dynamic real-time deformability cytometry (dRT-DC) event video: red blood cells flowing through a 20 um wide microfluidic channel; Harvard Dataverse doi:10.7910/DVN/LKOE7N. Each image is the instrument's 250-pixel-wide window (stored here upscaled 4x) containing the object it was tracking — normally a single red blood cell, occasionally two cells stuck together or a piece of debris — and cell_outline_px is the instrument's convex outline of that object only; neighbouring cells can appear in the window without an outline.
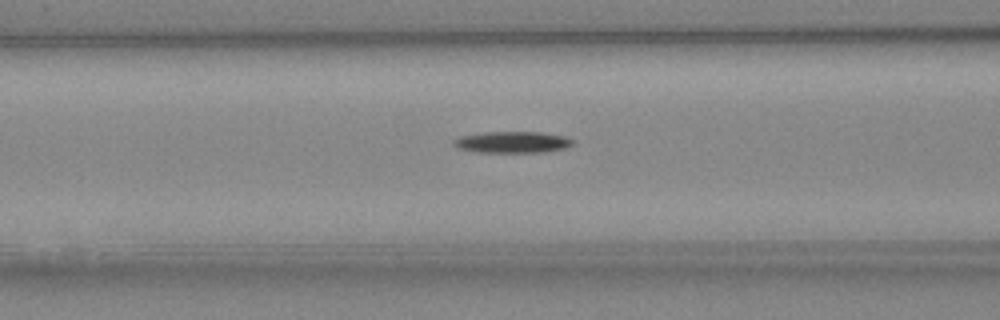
{"species": "Egyptian fruit bat (a non-hibernating species)", "species_latin": "Rousettus aegyptiacus", "temperature_condition": "cold", "stored_images_in_passage": 32, "camera_frame_rate_fps": 3000, "um_per_image_px": 0.085, "animal": {"sex": "female"}, "frame": {"image": 1, "passage_image": 8, "time_ms": 2.333, "image_size_px": [1000, 320], "cell_outline_px": [[572, 144], [564, 148], [544, 152], [480, 152], [456, 148], [452, 144], [452, 140], [460, 136], [484, 132], [540, 132], [564, 136], [572, 140]], "centroid_in_image_um": [43.49, 12.08], "position_along_channel_um": 123.1, "area_um2": 14.8}}
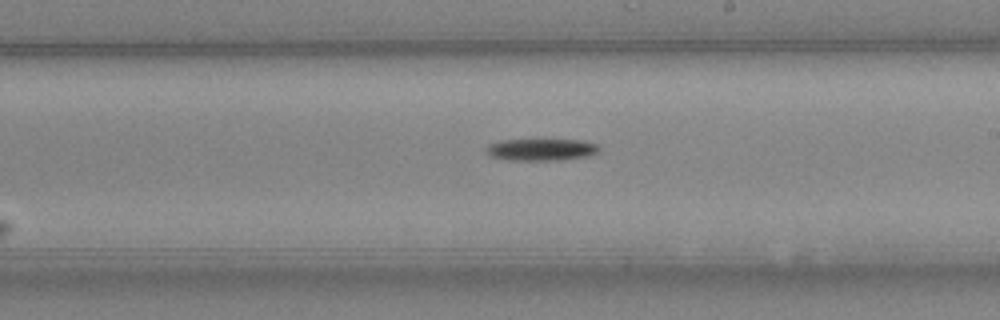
{"frame": {"image": 2, "passage_image": 17, "time_ms": 5.333, "image_size_px": [1000, 320], "cell_outline_px": [[600, 148], [596, 152], [588, 156], [560, 160], [508, 160], [492, 156], [484, 152], [484, 148], [488, 144], [500, 140], [580, 140], [596, 144]], "centroid_in_image_um": [45.94, 12.72], "position_along_channel_um": 243.1, "area_um2": 14.39}}
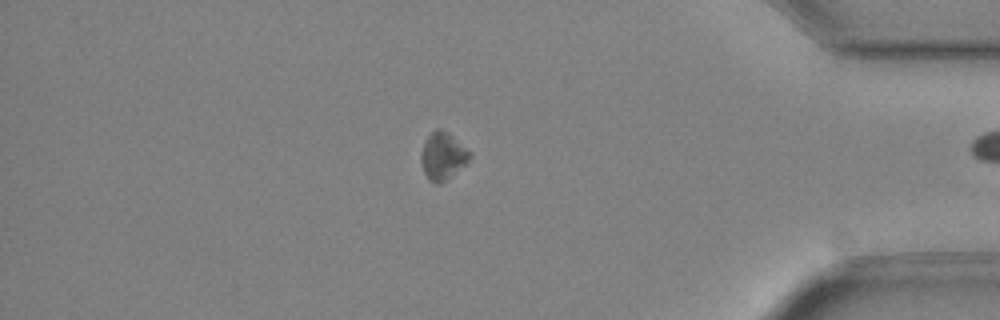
{"frame": {"image": 3, "passage_image": 31, "time_ms": 10.0, "image_size_px": [1000, 320], "cell_outline_px": [[472, 156], [464, 164], [440, 184], [436, 184], [428, 180], [424, 172], [420, 160], [420, 156], [424, 140], [436, 128], [440, 128], [448, 132], [472, 152]], "centroid_in_image_um": [37.61, 13.24], "position_along_channel_um": 397.6, "area_um2": 13.41}}